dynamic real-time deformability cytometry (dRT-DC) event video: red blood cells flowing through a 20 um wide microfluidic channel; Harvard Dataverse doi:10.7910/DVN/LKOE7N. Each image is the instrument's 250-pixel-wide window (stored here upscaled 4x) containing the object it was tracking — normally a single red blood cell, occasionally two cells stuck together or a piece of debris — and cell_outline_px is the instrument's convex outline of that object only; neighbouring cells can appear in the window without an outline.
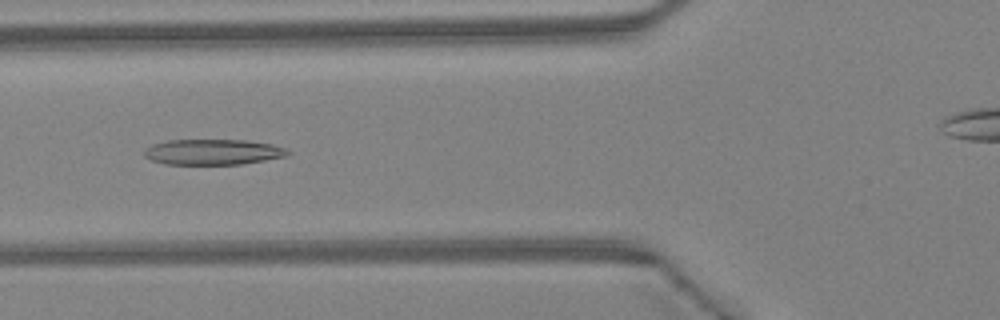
{"species": "Egyptian fruit bat (a non-hibernating species)", "species_latin": "Rousettus aegyptiacus", "temperature_condition": "warm", "stored_images_in_passage": 46, "camera_frame_rate_fps": 3000, "um_per_image_px": 0.085, "animal": {"sex": "female"}, "frame": {"image": 1, "passage_image": 18, "time_ms": 5.667, "image_size_px": [1000, 320], "cell_outline_px": [[292, 152], [288, 156], [240, 164], [164, 164], [152, 160], [144, 156], [144, 148], [152, 144], [168, 140], [248, 140], [272, 144], [288, 148]], "centroid_in_image_um": [18.13, 12.91], "position_along_channel_um": 107.7, "area_um2": 21.56}}
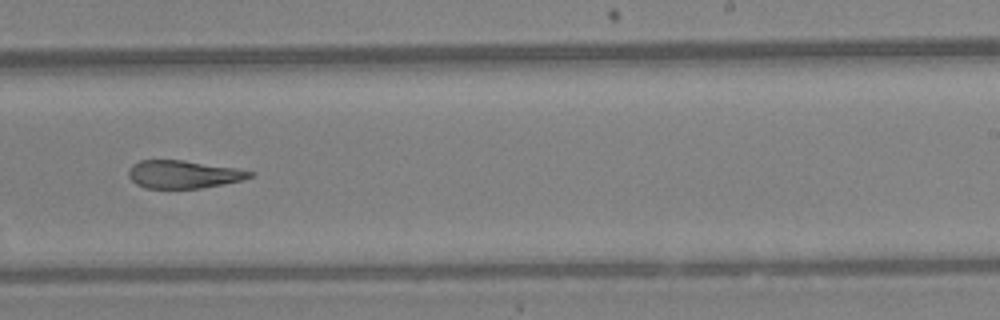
{"frame": {"image": 2, "passage_image": 29, "time_ms": 9.333, "image_size_px": [1000, 320], "cell_outline_px": [[256, 172], [252, 176], [244, 180], [224, 184], [200, 188], [144, 188], [136, 184], [128, 176], [128, 168], [132, 164], [140, 160], [184, 160], [236, 168]], "centroid_in_image_um": [15.59, 14.81], "position_along_channel_um": 273.4, "area_um2": 19.88}}
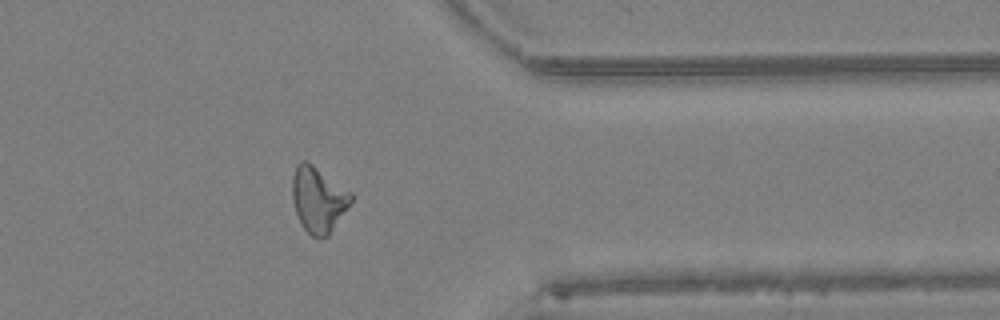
{"frame": {"image": 3, "passage_image": 37, "time_ms": 12.0, "image_size_px": [1000, 320], "cell_outline_px": [[356, 196], [328, 236], [320, 240], [312, 236], [304, 228], [296, 212], [292, 200], [292, 176], [296, 164], [300, 160], [308, 160], [352, 192]], "centroid_in_image_um": [27.07, 16.92], "position_along_channel_um": 384.3, "area_um2": 22.89}, "authors_computed_cell_mechanics": {"area_um2": 22.1374, "velocity_mm_per_s": 4.5317, "shape_relaxation_time_tau1_ms": null, "shape_relaxation_time_tau2_ms": 4.2952, "deformation_change_tau1": null, "deformation_change_tau2": 0.1791}}